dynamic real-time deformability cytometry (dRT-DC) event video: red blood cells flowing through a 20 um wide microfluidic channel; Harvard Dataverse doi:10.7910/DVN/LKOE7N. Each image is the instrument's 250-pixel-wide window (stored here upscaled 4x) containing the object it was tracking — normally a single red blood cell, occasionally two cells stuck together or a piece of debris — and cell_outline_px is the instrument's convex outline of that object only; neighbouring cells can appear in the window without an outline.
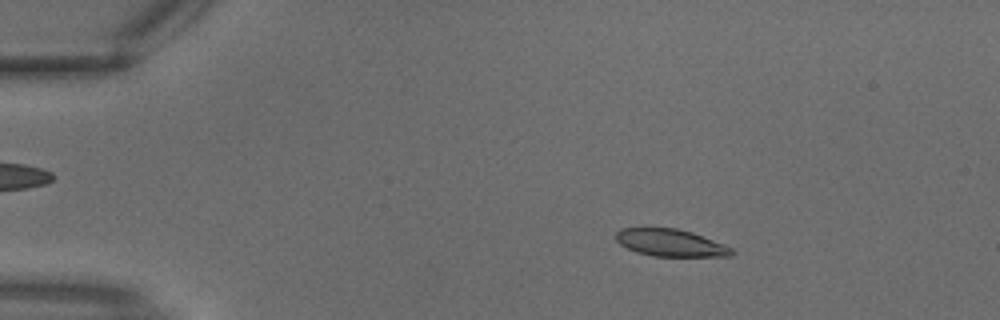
{"species": "common noctule bat (a hibernating species)", "species_latin": "Nyctalus noctula", "temperature_condition": "warm", "stored_images_in_passage": 9, "camera_frame_rate_fps": 3000, "um_per_image_px": 0.085, "animal": {"sex": "male", "body_mass_g": 18.8}, "frame": {"image": 1, "passage_image": 1, "time_ms": 0.0, "image_size_px": [1000, 320], "cell_outline_px": [[736, 252], [732, 256], [652, 256], [636, 252], [620, 244], [616, 240], [616, 232], [620, 228], [676, 228], [692, 232], [724, 244], [732, 248]], "centroid_in_image_um": [57.01, 20.64], "position_along_channel_um": 28.0, "area_um2": 18.38}}
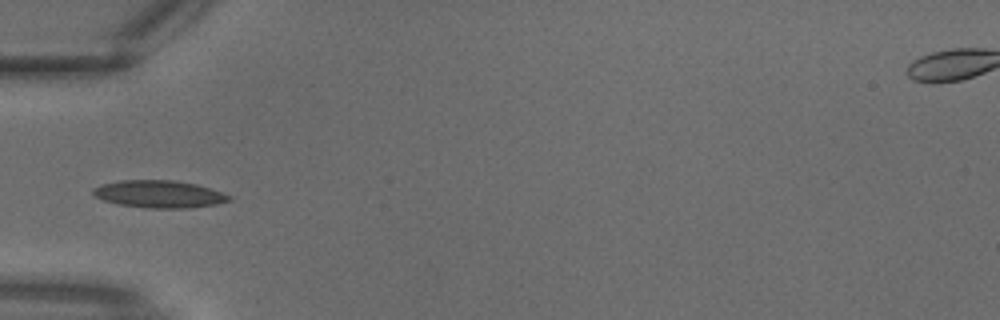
{"frame": {"image": 2, "passage_image": 6, "time_ms": 1.667, "image_size_px": [1000, 320], "cell_outline_px": [[232, 200], [216, 204], [192, 208], [148, 208], [120, 204], [104, 200], [96, 196], [92, 192], [92, 188], [100, 184], [120, 180], [176, 180], [196, 184], [232, 196]], "centroid_in_image_um": [13.53, 16.49], "position_along_channel_um": 71.5, "area_um2": 21.68}}
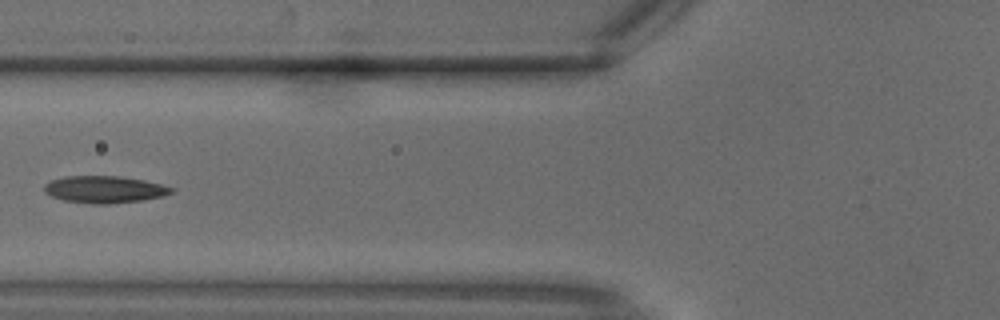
{"frame": {"image": 3, "passage_image": 8, "time_ms": 2.333, "image_size_px": [1000, 320], "cell_outline_px": [[172, 192], [164, 196], [144, 200], [108, 204], [92, 204], [64, 200], [52, 196], [44, 192], [44, 184], [52, 180], [64, 176], [120, 176], [144, 180], [160, 184], [172, 188]], "centroid_in_image_um": [8.86, 16.1], "position_along_channel_um": 116.9, "area_um2": 20.0}}